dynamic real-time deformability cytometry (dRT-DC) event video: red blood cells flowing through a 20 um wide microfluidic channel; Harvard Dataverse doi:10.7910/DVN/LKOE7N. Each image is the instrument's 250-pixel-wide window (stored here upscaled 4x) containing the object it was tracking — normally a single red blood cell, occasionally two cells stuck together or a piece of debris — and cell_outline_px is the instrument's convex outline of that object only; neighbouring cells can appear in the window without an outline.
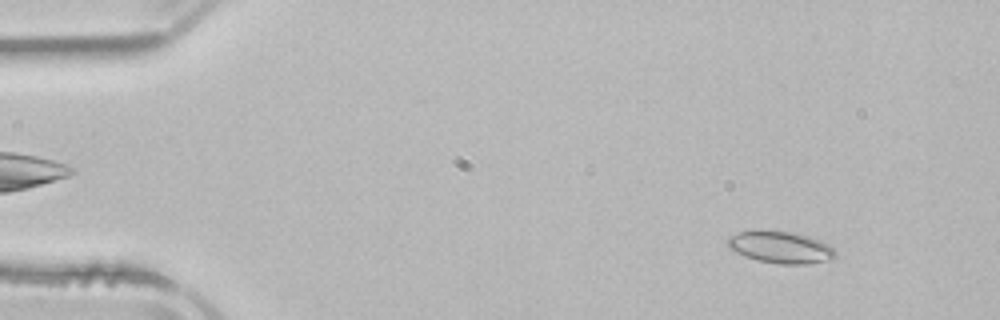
{"species": "common noctule bat (a hibernating species)", "species_latin": "Nyctalus noctula", "temperature_condition": "room temperature", "stored_images_in_passage": 42, "camera_frame_rate_fps": 3000, "um_per_image_px": 0.085, "animal": {"sex": "male", "body_mass_g": 21.5, "forearm_length_mm": 52.0}, "frame": {"image": 1, "passage_image": 5, "time_ms": 1.333, "image_size_px": [1000, 320], "cell_outline_px": [[836, 256], [824, 260], [808, 264], [776, 264], [756, 260], [744, 256], [728, 248], [728, 236], [752, 228], [764, 228], [792, 232], [808, 236], [820, 240], [828, 244], [836, 252]], "centroid_in_image_um": [66.27, 20.98], "position_along_channel_um": 18.7, "area_um2": 20.52}}
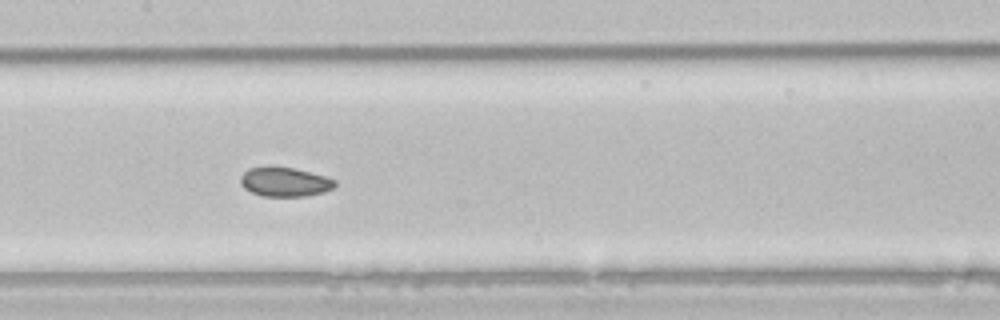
{"frame": {"image": 2, "passage_image": 25, "time_ms": 8.0, "image_size_px": [1000, 320], "cell_outline_px": [[336, 188], [324, 192], [308, 196], [260, 196], [244, 188], [240, 184], [240, 176], [248, 168], [268, 164], [272, 164], [292, 168], [324, 176], [336, 180]], "centroid_in_image_um": [24.17, 15.44], "position_along_channel_um": 183.2, "area_um2": 16.59}}
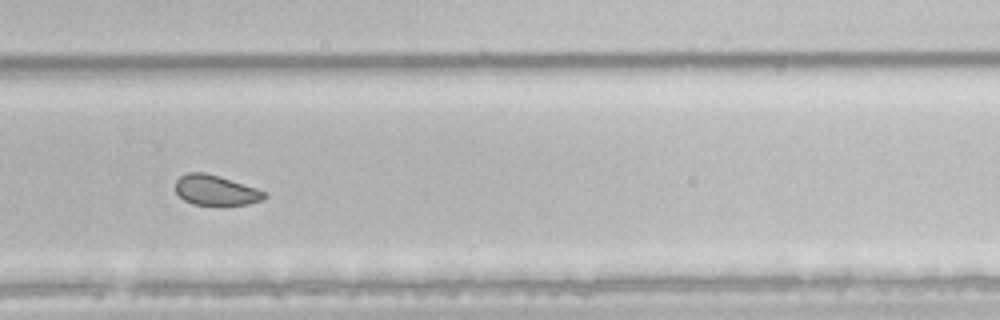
{"frame": {"image": 3, "passage_image": 35, "time_ms": 11.333, "image_size_px": [1000, 320], "cell_outline_px": [[268, 196], [260, 200], [248, 204], [192, 204], [184, 200], [176, 192], [176, 180], [180, 176], [188, 172], [204, 172], [256, 188], [264, 192]], "centroid_in_image_um": [18.3, 16.16], "position_along_channel_um": 311.5, "area_um2": 15.2}, "authors_computed_cell_mechanics": {"area_um2": 16.8487, "velocity_mm_per_s": 3.8655, "shape_relaxation_time_tau1_ms": 4.4356, "shape_relaxation_time_tau2_ms": 3.7572, "deformation_change_tau1": 0.054, "deformation_change_tau2": 0.0576}}